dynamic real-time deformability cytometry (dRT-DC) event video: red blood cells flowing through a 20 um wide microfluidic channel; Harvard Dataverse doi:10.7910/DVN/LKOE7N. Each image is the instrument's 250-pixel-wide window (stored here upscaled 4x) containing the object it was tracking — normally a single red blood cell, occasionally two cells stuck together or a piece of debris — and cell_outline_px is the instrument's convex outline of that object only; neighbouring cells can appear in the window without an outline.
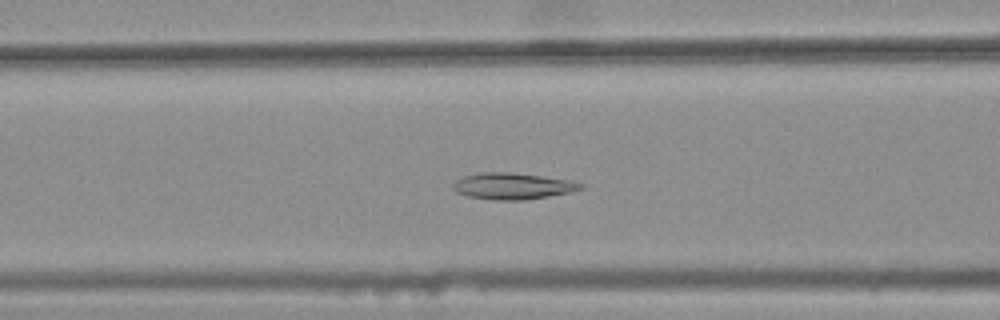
{"species": "common noctule bat (a hibernating species)", "species_latin": "Nyctalus noctula", "temperature_condition": "warm", "stored_images_in_passage": 43, "camera_frame_rate_fps": 3000, "um_per_image_px": 0.085, "animal": {"sex": "female", "body_mass_g": 25.1}, "frame": {"image": 1, "passage_image": 20, "time_ms": 6.333, "image_size_px": [1000, 320], "cell_outline_px": [[584, 188], [568, 192], [548, 196], [524, 200], [492, 200], [468, 196], [456, 192], [452, 188], [452, 184], [456, 180], [464, 176], [480, 172], [508, 172], [572, 180], [584, 184]], "centroid_in_image_um": [43.55, 15.82], "position_along_channel_um": 123.1, "area_um2": 19.59}}
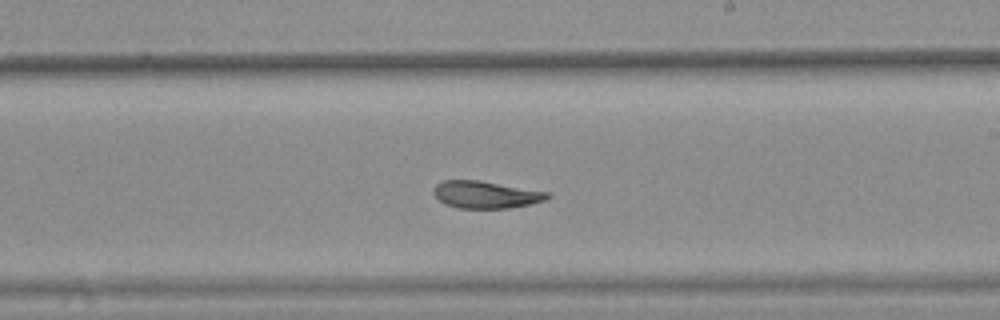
{"frame": {"image": 2, "passage_image": 30, "time_ms": 9.667, "image_size_px": [1000, 320], "cell_outline_px": [[552, 196], [544, 200], [532, 204], [508, 208], [460, 208], [448, 204], [440, 200], [432, 192], [436, 184], [444, 180], [480, 180], [552, 192]], "centroid_in_image_um": [41.36, 16.53], "position_along_channel_um": 247.6, "area_um2": 18.15}}
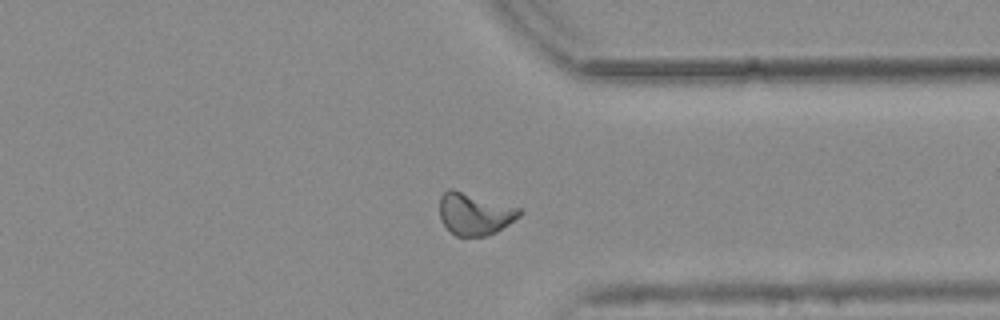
{"frame": {"image": 3, "passage_image": 40, "time_ms": 13.0, "image_size_px": [1000, 320], "cell_outline_px": [[524, 212], [520, 216], [496, 232], [488, 236], [456, 236], [444, 224], [440, 216], [440, 196], [448, 188], [452, 188], [520, 208]], "centroid_in_image_um": [40.35, 18.17], "position_along_channel_um": 371.0, "area_um2": 19.54}, "authors_computed_cell_mechanics": {"area_um2": 19.2474, "velocity_mm_per_s": 3.7537, "shape_relaxation_time_tau1_ms": null, "shape_relaxation_time_tau2_ms": 4.3004, "deformation_change_tau1": null, "deformation_change_tau2": 0.0884}}